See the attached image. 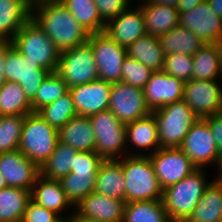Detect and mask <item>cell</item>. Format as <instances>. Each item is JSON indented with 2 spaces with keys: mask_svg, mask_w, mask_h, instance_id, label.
<instances>
[{
  "mask_svg": "<svg viewBox=\"0 0 222 222\" xmlns=\"http://www.w3.org/2000/svg\"><path fill=\"white\" fill-rule=\"evenodd\" d=\"M30 191L19 187L7 186L0 191V222H21Z\"/></svg>",
  "mask_w": 222,
  "mask_h": 222,
  "instance_id": "obj_31",
  "label": "cell"
},
{
  "mask_svg": "<svg viewBox=\"0 0 222 222\" xmlns=\"http://www.w3.org/2000/svg\"><path fill=\"white\" fill-rule=\"evenodd\" d=\"M59 142L77 151H95V134L90 118L76 115L58 130Z\"/></svg>",
  "mask_w": 222,
  "mask_h": 222,
  "instance_id": "obj_25",
  "label": "cell"
},
{
  "mask_svg": "<svg viewBox=\"0 0 222 222\" xmlns=\"http://www.w3.org/2000/svg\"><path fill=\"white\" fill-rule=\"evenodd\" d=\"M125 205L126 201L92 192L74 206V212L97 222H123Z\"/></svg>",
  "mask_w": 222,
  "mask_h": 222,
  "instance_id": "obj_19",
  "label": "cell"
},
{
  "mask_svg": "<svg viewBox=\"0 0 222 222\" xmlns=\"http://www.w3.org/2000/svg\"><path fill=\"white\" fill-rule=\"evenodd\" d=\"M59 142L58 130L45 121L37 112L26 115L19 150L39 167L55 151Z\"/></svg>",
  "mask_w": 222,
  "mask_h": 222,
  "instance_id": "obj_5",
  "label": "cell"
},
{
  "mask_svg": "<svg viewBox=\"0 0 222 222\" xmlns=\"http://www.w3.org/2000/svg\"><path fill=\"white\" fill-rule=\"evenodd\" d=\"M193 57L191 55L176 53L165 55L163 71L178 79L187 82L193 76Z\"/></svg>",
  "mask_w": 222,
  "mask_h": 222,
  "instance_id": "obj_41",
  "label": "cell"
},
{
  "mask_svg": "<svg viewBox=\"0 0 222 222\" xmlns=\"http://www.w3.org/2000/svg\"><path fill=\"white\" fill-rule=\"evenodd\" d=\"M77 152L71 146L58 142L55 151L39 167L40 176L51 180H60L65 177L74 167Z\"/></svg>",
  "mask_w": 222,
  "mask_h": 222,
  "instance_id": "obj_30",
  "label": "cell"
},
{
  "mask_svg": "<svg viewBox=\"0 0 222 222\" xmlns=\"http://www.w3.org/2000/svg\"><path fill=\"white\" fill-rule=\"evenodd\" d=\"M132 5L119 16L109 20L104 32L124 48H128L138 38L146 35L145 23L141 8Z\"/></svg>",
  "mask_w": 222,
  "mask_h": 222,
  "instance_id": "obj_20",
  "label": "cell"
},
{
  "mask_svg": "<svg viewBox=\"0 0 222 222\" xmlns=\"http://www.w3.org/2000/svg\"><path fill=\"white\" fill-rule=\"evenodd\" d=\"M71 15L90 34L103 32L106 23L101 19L94 0H60Z\"/></svg>",
  "mask_w": 222,
  "mask_h": 222,
  "instance_id": "obj_33",
  "label": "cell"
},
{
  "mask_svg": "<svg viewBox=\"0 0 222 222\" xmlns=\"http://www.w3.org/2000/svg\"><path fill=\"white\" fill-rule=\"evenodd\" d=\"M203 119L209 124L216 146L219 152L222 153V111Z\"/></svg>",
  "mask_w": 222,
  "mask_h": 222,
  "instance_id": "obj_45",
  "label": "cell"
},
{
  "mask_svg": "<svg viewBox=\"0 0 222 222\" xmlns=\"http://www.w3.org/2000/svg\"><path fill=\"white\" fill-rule=\"evenodd\" d=\"M89 118L95 134V153L104 160L121 159L126 155L145 156L143 152H123L127 148L126 124L120 122L109 109Z\"/></svg>",
  "mask_w": 222,
  "mask_h": 222,
  "instance_id": "obj_4",
  "label": "cell"
},
{
  "mask_svg": "<svg viewBox=\"0 0 222 222\" xmlns=\"http://www.w3.org/2000/svg\"><path fill=\"white\" fill-rule=\"evenodd\" d=\"M203 168L195 169L178 183L163 190V204L171 222H185L211 181L206 180Z\"/></svg>",
  "mask_w": 222,
  "mask_h": 222,
  "instance_id": "obj_2",
  "label": "cell"
},
{
  "mask_svg": "<svg viewBox=\"0 0 222 222\" xmlns=\"http://www.w3.org/2000/svg\"><path fill=\"white\" fill-rule=\"evenodd\" d=\"M218 168V172L215 178H213L214 180H218V181H222V153L220 155V159H219V163L217 165ZM219 174V175H218Z\"/></svg>",
  "mask_w": 222,
  "mask_h": 222,
  "instance_id": "obj_52",
  "label": "cell"
},
{
  "mask_svg": "<svg viewBox=\"0 0 222 222\" xmlns=\"http://www.w3.org/2000/svg\"><path fill=\"white\" fill-rule=\"evenodd\" d=\"M165 55L186 54L193 56L205 43L191 30L177 26L159 37Z\"/></svg>",
  "mask_w": 222,
  "mask_h": 222,
  "instance_id": "obj_29",
  "label": "cell"
},
{
  "mask_svg": "<svg viewBox=\"0 0 222 222\" xmlns=\"http://www.w3.org/2000/svg\"><path fill=\"white\" fill-rule=\"evenodd\" d=\"M126 142L139 151L151 148V153H146V156L160 149L157 122L153 113L126 124Z\"/></svg>",
  "mask_w": 222,
  "mask_h": 222,
  "instance_id": "obj_26",
  "label": "cell"
},
{
  "mask_svg": "<svg viewBox=\"0 0 222 222\" xmlns=\"http://www.w3.org/2000/svg\"><path fill=\"white\" fill-rule=\"evenodd\" d=\"M101 19L107 23L119 16L132 3L130 0H94Z\"/></svg>",
  "mask_w": 222,
  "mask_h": 222,
  "instance_id": "obj_44",
  "label": "cell"
},
{
  "mask_svg": "<svg viewBox=\"0 0 222 222\" xmlns=\"http://www.w3.org/2000/svg\"><path fill=\"white\" fill-rule=\"evenodd\" d=\"M218 82L219 79L185 82L182 100L199 119L222 111V84Z\"/></svg>",
  "mask_w": 222,
  "mask_h": 222,
  "instance_id": "obj_12",
  "label": "cell"
},
{
  "mask_svg": "<svg viewBox=\"0 0 222 222\" xmlns=\"http://www.w3.org/2000/svg\"><path fill=\"white\" fill-rule=\"evenodd\" d=\"M185 82L163 70L154 71L143 88L144 98L151 111L183 99Z\"/></svg>",
  "mask_w": 222,
  "mask_h": 222,
  "instance_id": "obj_18",
  "label": "cell"
},
{
  "mask_svg": "<svg viewBox=\"0 0 222 222\" xmlns=\"http://www.w3.org/2000/svg\"><path fill=\"white\" fill-rule=\"evenodd\" d=\"M179 26L191 30L204 43H214L222 35V18L207 0L186 12H180Z\"/></svg>",
  "mask_w": 222,
  "mask_h": 222,
  "instance_id": "obj_17",
  "label": "cell"
},
{
  "mask_svg": "<svg viewBox=\"0 0 222 222\" xmlns=\"http://www.w3.org/2000/svg\"><path fill=\"white\" fill-rule=\"evenodd\" d=\"M127 54L153 71L163 69L165 53L159 37L146 34L127 48Z\"/></svg>",
  "mask_w": 222,
  "mask_h": 222,
  "instance_id": "obj_28",
  "label": "cell"
},
{
  "mask_svg": "<svg viewBox=\"0 0 222 222\" xmlns=\"http://www.w3.org/2000/svg\"><path fill=\"white\" fill-rule=\"evenodd\" d=\"M7 186L8 185H7L6 181H5L4 176L0 173V191L2 189H5Z\"/></svg>",
  "mask_w": 222,
  "mask_h": 222,
  "instance_id": "obj_53",
  "label": "cell"
},
{
  "mask_svg": "<svg viewBox=\"0 0 222 222\" xmlns=\"http://www.w3.org/2000/svg\"><path fill=\"white\" fill-rule=\"evenodd\" d=\"M37 113L57 130L77 115L70 92L40 108Z\"/></svg>",
  "mask_w": 222,
  "mask_h": 222,
  "instance_id": "obj_36",
  "label": "cell"
},
{
  "mask_svg": "<svg viewBox=\"0 0 222 222\" xmlns=\"http://www.w3.org/2000/svg\"><path fill=\"white\" fill-rule=\"evenodd\" d=\"M11 42L28 60L51 73L57 71L60 52L32 18L21 27Z\"/></svg>",
  "mask_w": 222,
  "mask_h": 222,
  "instance_id": "obj_6",
  "label": "cell"
},
{
  "mask_svg": "<svg viewBox=\"0 0 222 222\" xmlns=\"http://www.w3.org/2000/svg\"><path fill=\"white\" fill-rule=\"evenodd\" d=\"M125 186L122 158L104 160L96 174L94 192L125 201Z\"/></svg>",
  "mask_w": 222,
  "mask_h": 222,
  "instance_id": "obj_24",
  "label": "cell"
},
{
  "mask_svg": "<svg viewBox=\"0 0 222 222\" xmlns=\"http://www.w3.org/2000/svg\"><path fill=\"white\" fill-rule=\"evenodd\" d=\"M7 58V41H0V88L6 83L5 62Z\"/></svg>",
  "mask_w": 222,
  "mask_h": 222,
  "instance_id": "obj_46",
  "label": "cell"
},
{
  "mask_svg": "<svg viewBox=\"0 0 222 222\" xmlns=\"http://www.w3.org/2000/svg\"><path fill=\"white\" fill-rule=\"evenodd\" d=\"M62 220L57 213L41 207L30 199L21 222H61Z\"/></svg>",
  "mask_w": 222,
  "mask_h": 222,
  "instance_id": "obj_43",
  "label": "cell"
},
{
  "mask_svg": "<svg viewBox=\"0 0 222 222\" xmlns=\"http://www.w3.org/2000/svg\"><path fill=\"white\" fill-rule=\"evenodd\" d=\"M122 170L126 184V203L162 200L163 189L149 156H124Z\"/></svg>",
  "mask_w": 222,
  "mask_h": 222,
  "instance_id": "obj_3",
  "label": "cell"
},
{
  "mask_svg": "<svg viewBox=\"0 0 222 222\" xmlns=\"http://www.w3.org/2000/svg\"><path fill=\"white\" fill-rule=\"evenodd\" d=\"M180 149L197 168L218 165L221 153L211 134L209 124L198 119L185 135Z\"/></svg>",
  "mask_w": 222,
  "mask_h": 222,
  "instance_id": "obj_11",
  "label": "cell"
},
{
  "mask_svg": "<svg viewBox=\"0 0 222 222\" xmlns=\"http://www.w3.org/2000/svg\"><path fill=\"white\" fill-rule=\"evenodd\" d=\"M123 222H171L162 200L126 203Z\"/></svg>",
  "mask_w": 222,
  "mask_h": 222,
  "instance_id": "obj_35",
  "label": "cell"
},
{
  "mask_svg": "<svg viewBox=\"0 0 222 222\" xmlns=\"http://www.w3.org/2000/svg\"><path fill=\"white\" fill-rule=\"evenodd\" d=\"M203 1L205 0H179L177 8L179 12H186L191 10Z\"/></svg>",
  "mask_w": 222,
  "mask_h": 222,
  "instance_id": "obj_47",
  "label": "cell"
},
{
  "mask_svg": "<svg viewBox=\"0 0 222 222\" xmlns=\"http://www.w3.org/2000/svg\"><path fill=\"white\" fill-rule=\"evenodd\" d=\"M148 156L163 190L197 169L180 148H160Z\"/></svg>",
  "mask_w": 222,
  "mask_h": 222,
  "instance_id": "obj_14",
  "label": "cell"
},
{
  "mask_svg": "<svg viewBox=\"0 0 222 222\" xmlns=\"http://www.w3.org/2000/svg\"><path fill=\"white\" fill-rule=\"evenodd\" d=\"M108 109L123 124H128L152 113L147 106L143 89L121 81L112 83Z\"/></svg>",
  "mask_w": 222,
  "mask_h": 222,
  "instance_id": "obj_13",
  "label": "cell"
},
{
  "mask_svg": "<svg viewBox=\"0 0 222 222\" xmlns=\"http://www.w3.org/2000/svg\"><path fill=\"white\" fill-rule=\"evenodd\" d=\"M31 18L53 41L59 52L85 44L87 32L60 0H32Z\"/></svg>",
  "mask_w": 222,
  "mask_h": 222,
  "instance_id": "obj_1",
  "label": "cell"
},
{
  "mask_svg": "<svg viewBox=\"0 0 222 222\" xmlns=\"http://www.w3.org/2000/svg\"><path fill=\"white\" fill-rule=\"evenodd\" d=\"M153 72V70L127 54L122 64L121 82L143 89Z\"/></svg>",
  "mask_w": 222,
  "mask_h": 222,
  "instance_id": "obj_40",
  "label": "cell"
},
{
  "mask_svg": "<svg viewBox=\"0 0 222 222\" xmlns=\"http://www.w3.org/2000/svg\"><path fill=\"white\" fill-rule=\"evenodd\" d=\"M185 222H222V181L210 183Z\"/></svg>",
  "mask_w": 222,
  "mask_h": 222,
  "instance_id": "obj_27",
  "label": "cell"
},
{
  "mask_svg": "<svg viewBox=\"0 0 222 222\" xmlns=\"http://www.w3.org/2000/svg\"><path fill=\"white\" fill-rule=\"evenodd\" d=\"M88 42L94 52L98 78L110 83L121 81L122 64L127 55V49L104 31L90 34Z\"/></svg>",
  "mask_w": 222,
  "mask_h": 222,
  "instance_id": "obj_10",
  "label": "cell"
},
{
  "mask_svg": "<svg viewBox=\"0 0 222 222\" xmlns=\"http://www.w3.org/2000/svg\"><path fill=\"white\" fill-rule=\"evenodd\" d=\"M111 87L112 83L98 78L90 83L69 88L77 115L90 117L107 110Z\"/></svg>",
  "mask_w": 222,
  "mask_h": 222,
  "instance_id": "obj_16",
  "label": "cell"
},
{
  "mask_svg": "<svg viewBox=\"0 0 222 222\" xmlns=\"http://www.w3.org/2000/svg\"><path fill=\"white\" fill-rule=\"evenodd\" d=\"M157 122L160 148H180L185 135L199 119L183 101L152 111Z\"/></svg>",
  "mask_w": 222,
  "mask_h": 222,
  "instance_id": "obj_7",
  "label": "cell"
},
{
  "mask_svg": "<svg viewBox=\"0 0 222 222\" xmlns=\"http://www.w3.org/2000/svg\"><path fill=\"white\" fill-rule=\"evenodd\" d=\"M104 159L95 151H78L71 172L75 174H97Z\"/></svg>",
  "mask_w": 222,
  "mask_h": 222,
  "instance_id": "obj_42",
  "label": "cell"
},
{
  "mask_svg": "<svg viewBox=\"0 0 222 222\" xmlns=\"http://www.w3.org/2000/svg\"><path fill=\"white\" fill-rule=\"evenodd\" d=\"M5 78L20 84L25 96L31 102L43 80L51 73L38 63L28 60L12 44L7 41V58L5 62Z\"/></svg>",
  "mask_w": 222,
  "mask_h": 222,
  "instance_id": "obj_9",
  "label": "cell"
},
{
  "mask_svg": "<svg viewBox=\"0 0 222 222\" xmlns=\"http://www.w3.org/2000/svg\"><path fill=\"white\" fill-rule=\"evenodd\" d=\"M69 92L67 83L57 72L50 73L41 83L35 98L31 101L33 112L50 104Z\"/></svg>",
  "mask_w": 222,
  "mask_h": 222,
  "instance_id": "obj_37",
  "label": "cell"
},
{
  "mask_svg": "<svg viewBox=\"0 0 222 222\" xmlns=\"http://www.w3.org/2000/svg\"><path fill=\"white\" fill-rule=\"evenodd\" d=\"M149 3H156L158 5H167L177 7L179 0H146Z\"/></svg>",
  "mask_w": 222,
  "mask_h": 222,
  "instance_id": "obj_50",
  "label": "cell"
},
{
  "mask_svg": "<svg viewBox=\"0 0 222 222\" xmlns=\"http://www.w3.org/2000/svg\"><path fill=\"white\" fill-rule=\"evenodd\" d=\"M211 9L222 18V0H207Z\"/></svg>",
  "mask_w": 222,
  "mask_h": 222,
  "instance_id": "obj_48",
  "label": "cell"
},
{
  "mask_svg": "<svg viewBox=\"0 0 222 222\" xmlns=\"http://www.w3.org/2000/svg\"><path fill=\"white\" fill-rule=\"evenodd\" d=\"M136 3L143 13L146 34L160 37L179 26L180 12L177 7L149 3L146 0Z\"/></svg>",
  "mask_w": 222,
  "mask_h": 222,
  "instance_id": "obj_21",
  "label": "cell"
},
{
  "mask_svg": "<svg viewBox=\"0 0 222 222\" xmlns=\"http://www.w3.org/2000/svg\"><path fill=\"white\" fill-rule=\"evenodd\" d=\"M0 173L8 186L31 191L40 176V168L17 149L0 153Z\"/></svg>",
  "mask_w": 222,
  "mask_h": 222,
  "instance_id": "obj_15",
  "label": "cell"
},
{
  "mask_svg": "<svg viewBox=\"0 0 222 222\" xmlns=\"http://www.w3.org/2000/svg\"><path fill=\"white\" fill-rule=\"evenodd\" d=\"M217 48V53L220 59V65L222 67V35L219 36L213 43Z\"/></svg>",
  "mask_w": 222,
  "mask_h": 222,
  "instance_id": "obj_51",
  "label": "cell"
},
{
  "mask_svg": "<svg viewBox=\"0 0 222 222\" xmlns=\"http://www.w3.org/2000/svg\"><path fill=\"white\" fill-rule=\"evenodd\" d=\"M59 181L66 197L75 206L87 195L94 192L96 174H75L71 172Z\"/></svg>",
  "mask_w": 222,
  "mask_h": 222,
  "instance_id": "obj_38",
  "label": "cell"
},
{
  "mask_svg": "<svg viewBox=\"0 0 222 222\" xmlns=\"http://www.w3.org/2000/svg\"><path fill=\"white\" fill-rule=\"evenodd\" d=\"M73 210H71V214L65 219L66 222H97L95 220H91V219H87V218H83L82 216H79L78 214H76L74 211L72 213Z\"/></svg>",
  "mask_w": 222,
  "mask_h": 222,
  "instance_id": "obj_49",
  "label": "cell"
},
{
  "mask_svg": "<svg viewBox=\"0 0 222 222\" xmlns=\"http://www.w3.org/2000/svg\"><path fill=\"white\" fill-rule=\"evenodd\" d=\"M26 115L0 116V153L19 148Z\"/></svg>",
  "mask_w": 222,
  "mask_h": 222,
  "instance_id": "obj_39",
  "label": "cell"
},
{
  "mask_svg": "<svg viewBox=\"0 0 222 222\" xmlns=\"http://www.w3.org/2000/svg\"><path fill=\"white\" fill-rule=\"evenodd\" d=\"M193 76L197 80H216L222 75V67L213 43H205L193 56Z\"/></svg>",
  "mask_w": 222,
  "mask_h": 222,
  "instance_id": "obj_32",
  "label": "cell"
},
{
  "mask_svg": "<svg viewBox=\"0 0 222 222\" xmlns=\"http://www.w3.org/2000/svg\"><path fill=\"white\" fill-rule=\"evenodd\" d=\"M33 109L20 84L12 81L0 88V116L28 115Z\"/></svg>",
  "mask_w": 222,
  "mask_h": 222,
  "instance_id": "obj_34",
  "label": "cell"
},
{
  "mask_svg": "<svg viewBox=\"0 0 222 222\" xmlns=\"http://www.w3.org/2000/svg\"><path fill=\"white\" fill-rule=\"evenodd\" d=\"M32 0H0V41H12L31 18Z\"/></svg>",
  "mask_w": 222,
  "mask_h": 222,
  "instance_id": "obj_23",
  "label": "cell"
},
{
  "mask_svg": "<svg viewBox=\"0 0 222 222\" xmlns=\"http://www.w3.org/2000/svg\"><path fill=\"white\" fill-rule=\"evenodd\" d=\"M68 88L90 83L98 79V70L91 44L75 46L60 52L56 71Z\"/></svg>",
  "mask_w": 222,
  "mask_h": 222,
  "instance_id": "obj_8",
  "label": "cell"
},
{
  "mask_svg": "<svg viewBox=\"0 0 222 222\" xmlns=\"http://www.w3.org/2000/svg\"><path fill=\"white\" fill-rule=\"evenodd\" d=\"M30 198L41 207L57 213L62 219V211L65 212L74 206L66 197L59 180H51L39 176L31 188ZM65 210V211H64Z\"/></svg>",
  "mask_w": 222,
  "mask_h": 222,
  "instance_id": "obj_22",
  "label": "cell"
}]
</instances>
